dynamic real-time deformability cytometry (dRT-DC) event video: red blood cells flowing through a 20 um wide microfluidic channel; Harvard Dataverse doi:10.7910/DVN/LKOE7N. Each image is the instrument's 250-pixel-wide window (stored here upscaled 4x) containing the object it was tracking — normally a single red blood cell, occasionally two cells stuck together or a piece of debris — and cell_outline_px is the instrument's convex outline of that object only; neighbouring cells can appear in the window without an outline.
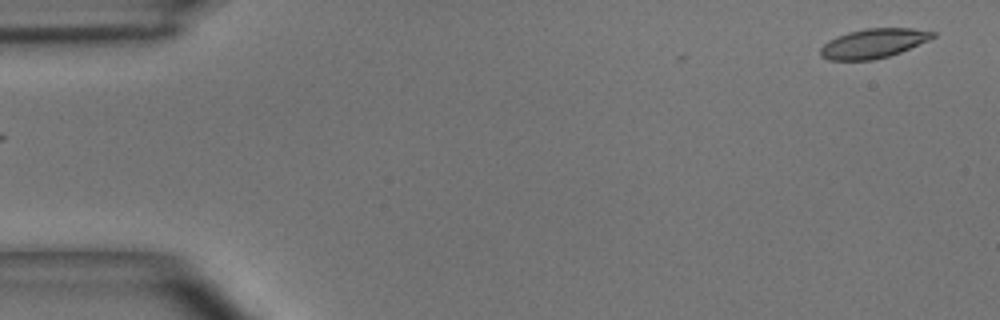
{"species": "common noctule bat (a hibernating species)", "species_latin": "Nyctalus noctula", "temperature_condition": "room temperature", "stored_images_in_passage": 4, "camera_frame_rate_fps": 3000, "um_per_image_px": 0.085, "animal": {"sex": "male", "body_mass_g": 15.6}, "frame": {"image": 1, "passage_image": 1, "time_ms": 0.0, "image_size_px": [1000, 320], "cell_outline_px": [[936, 36], [928, 40], [900, 52], [888, 56], [872, 60], [828, 60], [820, 56], [820, 48], [828, 40], [836, 36], [848, 32], [868, 28], [912, 28], [936, 32]], "centroid_in_image_um": [74.21, 3.68], "position_along_channel_um": 10.8, "area_um2": 19.19}}
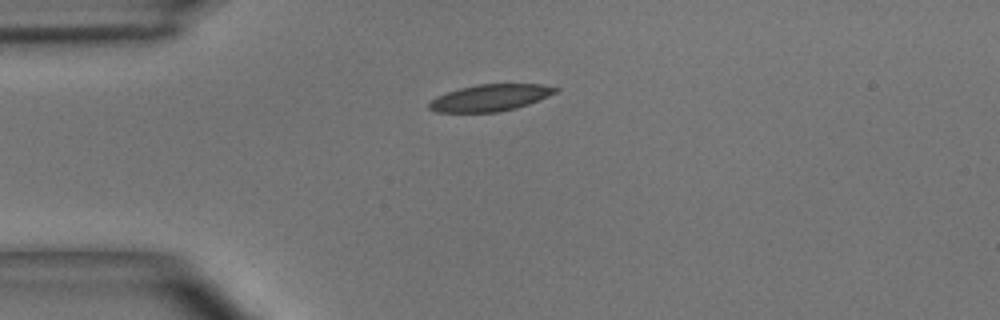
{"frame": {"image": 2, "passage_image": 4, "time_ms": 1.0, "image_size_px": [1000, 320], "cell_outline_px": [[560, 88], [556, 92], [548, 96], [528, 104], [516, 108], [500, 112], [436, 112], [428, 108], [428, 104], [436, 96], [460, 88], [476, 84], [544, 84]], "centroid_in_image_um": [41.67, 8.3], "position_along_channel_um": 43.3, "area_um2": 19.65}}